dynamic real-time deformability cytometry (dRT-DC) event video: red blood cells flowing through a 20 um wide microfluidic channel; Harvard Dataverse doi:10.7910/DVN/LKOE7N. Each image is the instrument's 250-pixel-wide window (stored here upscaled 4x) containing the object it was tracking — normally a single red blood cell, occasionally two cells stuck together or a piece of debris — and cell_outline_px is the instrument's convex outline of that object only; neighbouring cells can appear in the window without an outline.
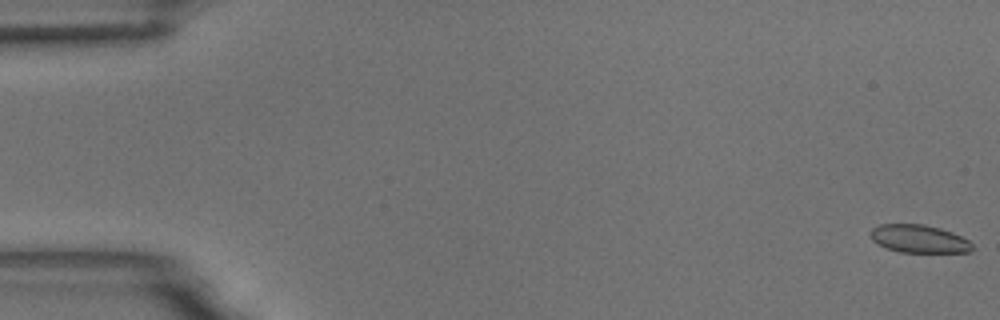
{"species": "common noctule bat (a hibernating species)", "species_latin": "Nyctalus noctula", "temperature_condition": "room temperature", "stored_images_in_passage": 6, "camera_frame_rate_fps": 3000, "um_per_image_px": 0.085, "animal": {"sex": "male", "body_mass_g": 18.8}, "frame": {"image": 1, "passage_image": 1, "time_ms": 0.0, "image_size_px": [1000, 320], "cell_outline_px": [[976, 248], [972, 252], [900, 252], [884, 248], [872, 240], [868, 232], [872, 228], [880, 224], [924, 224], [940, 228], [952, 232], [968, 240]], "centroid_in_image_um": [78.1, 20.3], "position_along_channel_um": 6.9, "area_um2": 16.82}}